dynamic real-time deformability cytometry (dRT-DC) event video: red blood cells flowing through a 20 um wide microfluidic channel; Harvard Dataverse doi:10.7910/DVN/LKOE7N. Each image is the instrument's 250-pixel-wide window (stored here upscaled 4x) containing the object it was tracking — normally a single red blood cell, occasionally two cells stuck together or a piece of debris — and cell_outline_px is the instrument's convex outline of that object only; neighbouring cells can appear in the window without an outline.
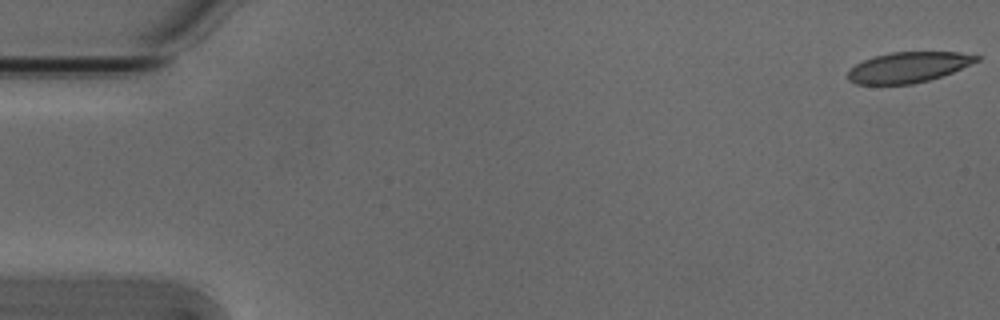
{"species": "Egyptian fruit bat (a non-hibernating species)", "species_latin": "Rousettus aegyptiacus", "temperature_condition": "cold", "stored_images_in_passage": 6, "camera_frame_rate_fps": 3000, "um_per_image_px": 0.085, "animal": {"sex": "male"}, "frame": {"image": 1, "passage_image": 1, "time_ms": 0.0, "image_size_px": [1000, 320], "cell_outline_px": [[980, 60], [952, 72], [928, 80], [912, 84], [856, 84], [848, 80], [848, 72], [856, 64], [872, 56], [892, 52], [960, 52], [980, 56]], "centroid_in_image_um": [77.2, 5.71], "position_along_channel_um": 7.8, "area_um2": 22.72}}
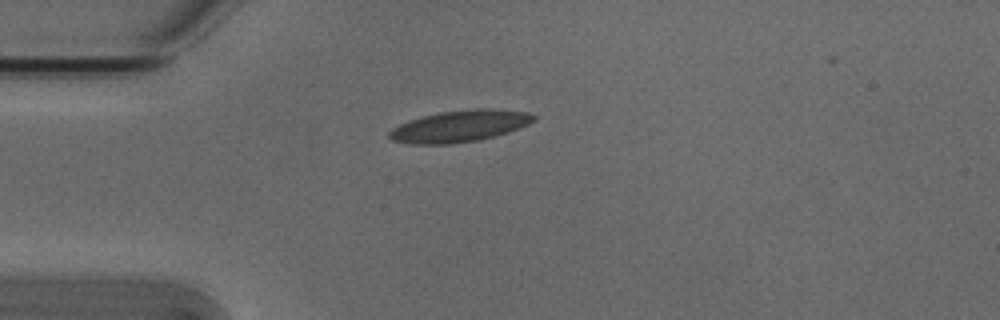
{"frame": {"image": 2, "passage_image": 4, "time_ms": 1.0, "image_size_px": [1000, 320], "cell_outline_px": [[536, 120], [520, 128], [508, 132], [480, 140], [452, 144], [412, 144], [392, 140], [388, 136], [388, 132], [392, 128], [408, 120], [440, 112], [476, 108], [484, 108], [528, 112], [536, 116]], "centroid_in_image_um": [39.08, 10.72], "position_along_channel_um": 45.9, "area_um2": 26.65}}
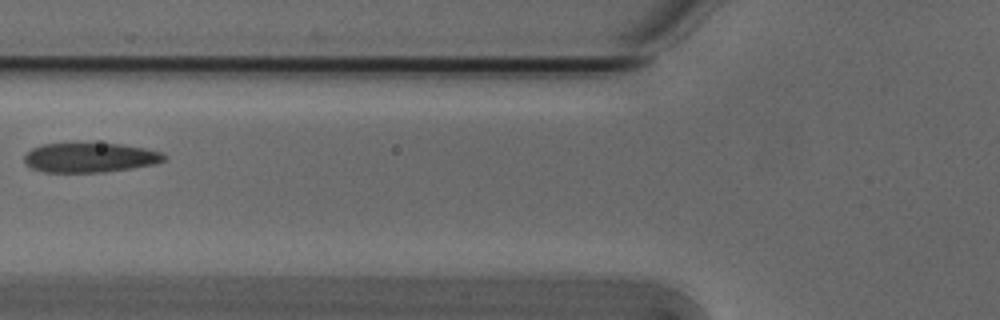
{"frame": {"image": 3, "passage_image": 6, "time_ms": 1.667, "image_size_px": [1000, 320], "cell_outline_px": [[168, 156], [164, 160], [156, 164], [132, 168], [104, 172], [44, 172], [32, 168], [24, 160], [24, 156], [32, 148], [44, 144], [120, 144], [144, 148], [160, 152]], "centroid_in_image_um": [7.67, 13.4], "position_along_channel_um": 118.1, "area_um2": 23.81}}